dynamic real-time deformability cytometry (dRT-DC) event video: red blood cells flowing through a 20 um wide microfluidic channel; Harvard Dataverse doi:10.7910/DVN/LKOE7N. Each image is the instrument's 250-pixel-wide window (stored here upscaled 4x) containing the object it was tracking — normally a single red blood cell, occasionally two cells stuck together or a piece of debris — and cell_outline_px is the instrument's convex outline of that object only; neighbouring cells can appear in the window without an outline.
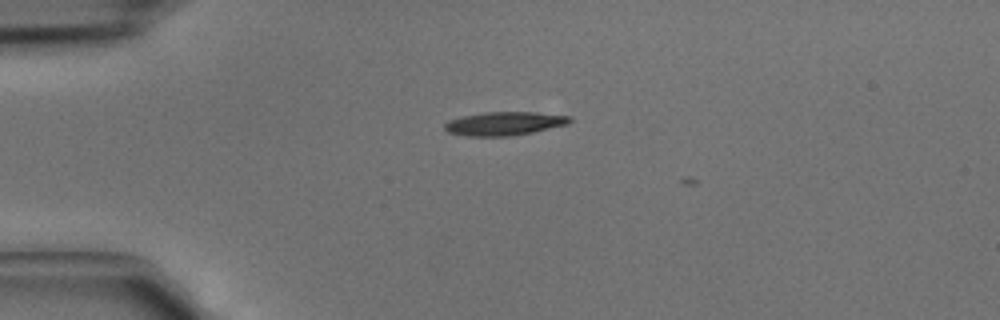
{"species": "common noctule bat (a hibernating species)", "species_latin": "Nyctalus noctula", "temperature_condition": "cold", "stored_images_in_passage": 2, "camera_frame_rate_fps": 3000, "um_per_image_px": 0.085, "animal": {"sex": "male", "body_mass_g": 15.6}, "frame": {"image": 1, "passage_image": 1, "time_ms": 0.0, "image_size_px": [1000, 320], "cell_outline_px": [[572, 120], [568, 124], [532, 132], [512, 136], [464, 136], [448, 132], [444, 128], [444, 124], [448, 120], [464, 116], [484, 112], [536, 112], [572, 116]], "centroid_in_image_um": [42.87, 10.5], "position_along_channel_um": 42.1, "area_um2": 17.22}}